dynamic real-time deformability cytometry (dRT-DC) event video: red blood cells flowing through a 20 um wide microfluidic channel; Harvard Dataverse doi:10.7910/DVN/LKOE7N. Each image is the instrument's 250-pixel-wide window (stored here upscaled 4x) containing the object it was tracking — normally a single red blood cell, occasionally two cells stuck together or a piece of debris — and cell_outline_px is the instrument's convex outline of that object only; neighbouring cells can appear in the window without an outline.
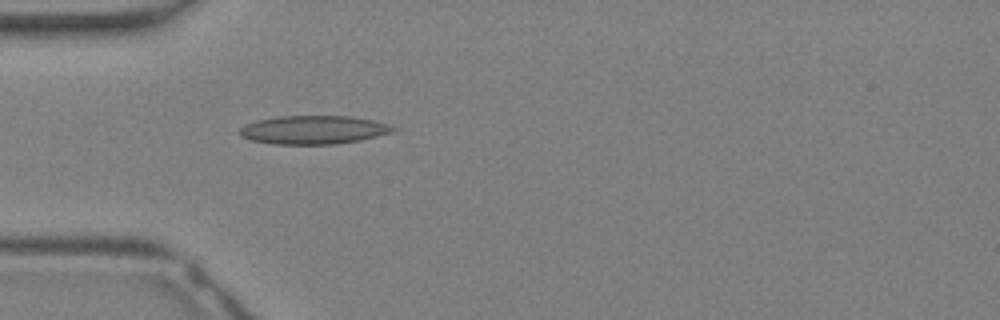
{"species": "Egyptian fruit bat (a non-hibernating species)", "species_latin": "Rousettus aegyptiacus", "temperature_condition": "warm", "stored_images_in_passage": 8, "camera_frame_rate_fps": 3000, "um_per_image_px": 0.085, "animal": {"sex": "female"}, "frame": {"image": 1, "passage_image": 4, "time_ms": 1.0, "image_size_px": [1000, 320], "cell_outline_px": [[400, 128], [396, 132], [360, 140], [336, 144], [272, 144], [252, 140], [240, 136], [240, 128], [244, 124], [256, 120], [276, 116], [352, 116], [372, 120], [388, 124]], "centroid_in_image_um": [26.68, 11.03], "position_along_channel_um": 58.3, "area_um2": 25.78}}
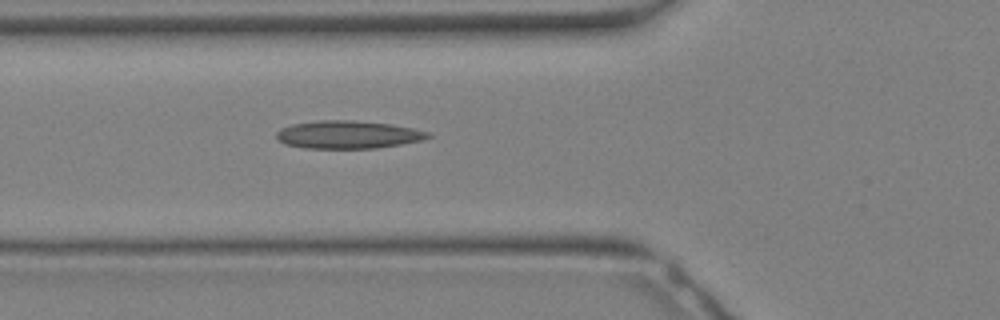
{"frame": {"image": 2, "passage_image": 6, "time_ms": 1.667, "image_size_px": [1000, 320], "cell_outline_px": [[432, 136], [420, 140], [400, 144], [376, 148], [304, 148], [284, 144], [276, 140], [276, 132], [280, 128], [292, 124], [320, 120], [352, 120], [392, 124], [412, 128], [428, 132]], "centroid_in_image_um": [29.51, 11.44], "position_along_channel_um": 96.3, "area_um2": 24.62}}
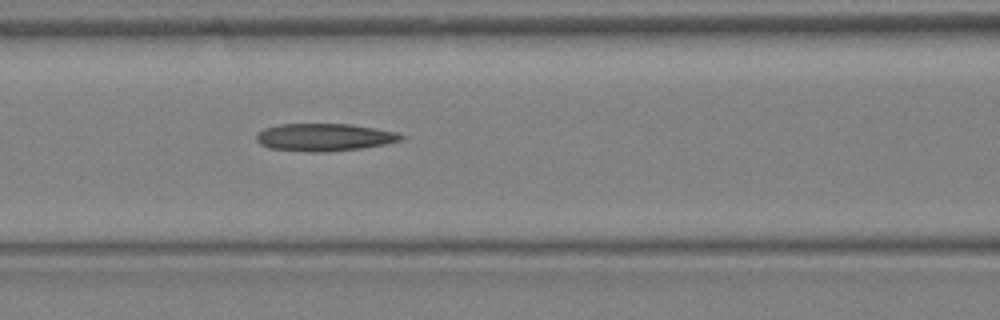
{"frame": {"image": 3, "passage_image": 8, "time_ms": 2.333, "image_size_px": [1000, 320], "cell_outline_px": [[404, 140], [384, 144], [360, 148], [324, 152], [312, 152], [268, 148], [260, 144], [256, 140], [256, 136], [264, 128], [276, 124], [352, 124], [396, 132], [404, 136]], "centroid_in_image_um": [27.55, 11.66], "position_along_channel_um": 139.1, "area_um2": 23.18}}